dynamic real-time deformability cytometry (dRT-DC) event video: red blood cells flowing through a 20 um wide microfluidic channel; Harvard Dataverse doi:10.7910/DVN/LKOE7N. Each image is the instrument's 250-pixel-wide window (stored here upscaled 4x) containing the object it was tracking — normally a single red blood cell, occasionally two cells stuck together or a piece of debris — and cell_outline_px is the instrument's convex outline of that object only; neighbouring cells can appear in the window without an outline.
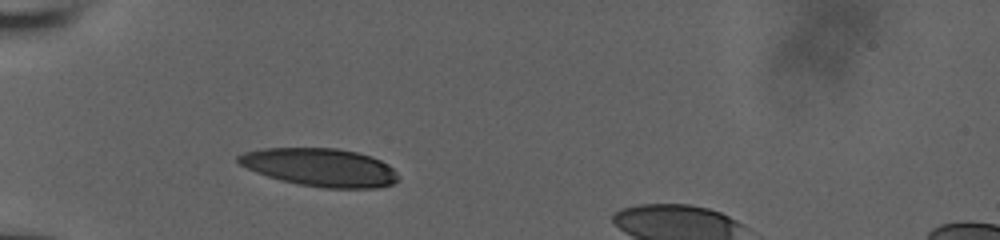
{"species": "human", "species_latin": "Homo sapiens", "temperature_condition": "room temperature", "stored_images_in_passage": 6, "camera_frame_rate_fps": 3000, "um_per_image_px": 0.085, "donor": {"sex": "male"}, "frame": {"image": 1, "passage_image": 6, "time_ms": 2.0, "image_size_px": [1000, 240], "cell_outline_px": [[400, 180], [392, 184], [376, 188], [324, 188], [300, 184], [280, 180], [256, 172], [240, 164], [236, 160], [236, 156], [244, 152], [264, 148], [336, 148], [356, 152], [372, 156], [388, 164], [400, 176]], "centroid_in_image_um": [27.24, 14.22], "position_along_channel_um": 57.8, "area_um2": 35.55}}